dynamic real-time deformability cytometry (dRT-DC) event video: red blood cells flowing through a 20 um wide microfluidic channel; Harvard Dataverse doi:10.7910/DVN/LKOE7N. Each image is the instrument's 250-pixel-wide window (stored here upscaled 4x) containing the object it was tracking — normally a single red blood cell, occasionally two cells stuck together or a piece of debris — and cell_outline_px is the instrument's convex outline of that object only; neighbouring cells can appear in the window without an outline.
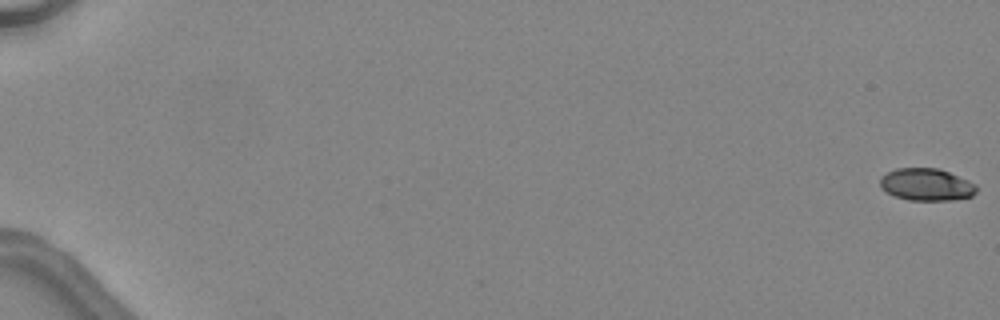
{"species": "common noctule bat (a hibernating species)", "species_latin": "Nyctalus noctula", "temperature_condition": "warm", "stored_images_in_passage": 49, "camera_frame_rate_fps": 3000, "um_per_image_px": 0.085, "animal": {"sex": "female", "body_mass_g": 24.6, "forearm_length_mm": 56.2}, "frame": {"image": 1, "passage_image": 1, "time_ms": 0.0, "image_size_px": [1000, 320], "cell_outline_px": [[976, 192], [972, 196], [952, 200], [908, 200], [896, 196], [880, 188], [880, 176], [896, 168], [940, 168], [968, 180], [976, 184]], "centroid_in_image_um": [78.74, 15.68], "position_along_channel_um": 6.3, "area_um2": 18.15}}
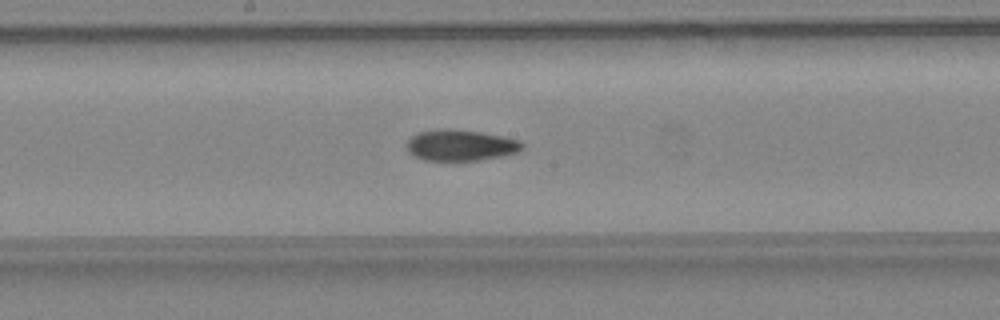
{"frame": {"image": 2, "passage_image": 29, "time_ms": 9.333, "image_size_px": [1000, 320], "cell_outline_px": [[524, 148], [516, 152], [500, 156], [480, 160], [456, 164], [424, 160], [408, 152], [408, 140], [412, 136], [420, 132], [444, 128], [480, 132], [520, 140], [524, 144]], "centroid_in_image_um": [39.14, 12.4], "position_along_channel_um": 209.1, "area_um2": 21.39}}
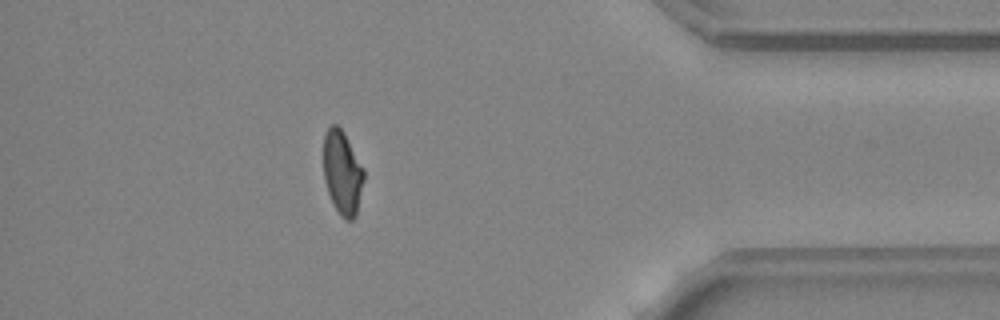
{"frame": {"image": 3, "passage_image": 44, "time_ms": 14.333, "image_size_px": [1000, 320], "cell_outline_px": [[364, 180], [356, 216], [352, 220], [344, 220], [340, 216], [328, 192], [324, 180], [324, 132], [332, 124], [336, 124], [344, 132], [364, 168]], "centroid_in_image_um": [29.11, 14.67], "position_along_channel_um": 406.1, "area_um2": 19.77}, "authors_computed_cell_mechanics": {"area_um2": 20.23, "velocity_mm_per_s": 4.564, "shape_relaxation_time_tau1_ms": 9.89, "shape_relaxation_time_tau2_ms": 2.2937, "deformation_change_tau1": 0.2484, "deformation_change_tau2": 0.0805}}